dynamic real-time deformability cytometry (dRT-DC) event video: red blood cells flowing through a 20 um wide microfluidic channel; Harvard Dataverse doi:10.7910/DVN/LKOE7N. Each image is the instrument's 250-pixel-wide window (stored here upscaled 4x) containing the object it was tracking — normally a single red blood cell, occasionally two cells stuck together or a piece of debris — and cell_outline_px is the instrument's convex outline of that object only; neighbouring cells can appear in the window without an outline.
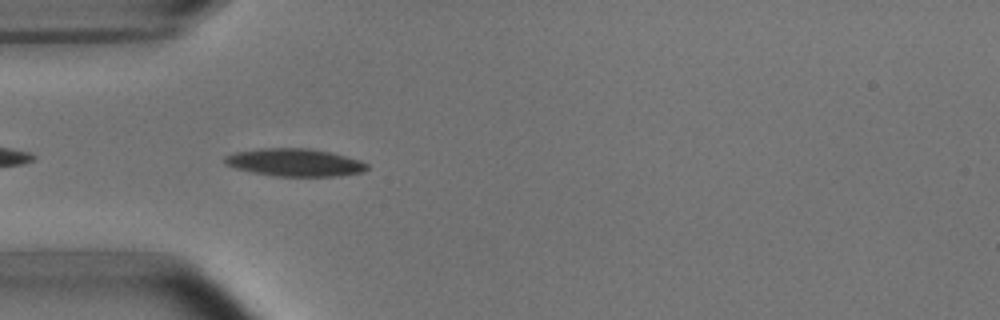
{"species": "common noctule bat (a hibernating species)", "species_latin": "Nyctalus noctula", "temperature_condition": "room temperature", "stored_images_in_passage": 6, "camera_frame_rate_fps": 3000, "um_per_image_px": 0.085, "animal": {"sex": "male", "body_mass_g": 15.6}, "frame": {"image": 1, "passage_image": 5, "time_ms": 4.667, "image_size_px": [1000, 320], "cell_outline_px": [[368, 168], [364, 172], [340, 176], [276, 176], [252, 172], [236, 168], [224, 164], [224, 156], [236, 152], [260, 148], [308, 148], [332, 152], [360, 160], [368, 164]], "centroid_in_image_um": [25.07, 13.81], "position_along_channel_um": 59.9, "area_um2": 23.06}}